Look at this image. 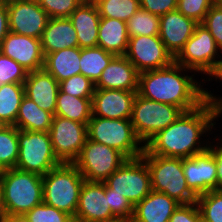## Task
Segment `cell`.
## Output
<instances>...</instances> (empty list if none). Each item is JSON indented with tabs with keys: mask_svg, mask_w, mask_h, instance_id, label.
<instances>
[{
	"mask_svg": "<svg viewBox=\"0 0 222 222\" xmlns=\"http://www.w3.org/2000/svg\"><path fill=\"white\" fill-rule=\"evenodd\" d=\"M124 56L139 73L162 69L174 62L173 56L167 51L159 35L130 37Z\"/></svg>",
	"mask_w": 222,
	"mask_h": 222,
	"instance_id": "obj_13",
	"label": "cell"
},
{
	"mask_svg": "<svg viewBox=\"0 0 222 222\" xmlns=\"http://www.w3.org/2000/svg\"><path fill=\"white\" fill-rule=\"evenodd\" d=\"M9 126L4 120L0 119V132Z\"/></svg>",
	"mask_w": 222,
	"mask_h": 222,
	"instance_id": "obj_48",
	"label": "cell"
},
{
	"mask_svg": "<svg viewBox=\"0 0 222 222\" xmlns=\"http://www.w3.org/2000/svg\"><path fill=\"white\" fill-rule=\"evenodd\" d=\"M183 111L173 105L135 96L130 121L139 140L145 145L159 131L171 125Z\"/></svg>",
	"mask_w": 222,
	"mask_h": 222,
	"instance_id": "obj_7",
	"label": "cell"
},
{
	"mask_svg": "<svg viewBox=\"0 0 222 222\" xmlns=\"http://www.w3.org/2000/svg\"><path fill=\"white\" fill-rule=\"evenodd\" d=\"M6 218V214H5V211H4V207H3V201H2V187H1V184H0V221L2 219Z\"/></svg>",
	"mask_w": 222,
	"mask_h": 222,
	"instance_id": "obj_47",
	"label": "cell"
},
{
	"mask_svg": "<svg viewBox=\"0 0 222 222\" xmlns=\"http://www.w3.org/2000/svg\"><path fill=\"white\" fill-rule=\"evenodd\" d=\"M139 72L125 56H115L94 84L95 89L138 91Z\"/></svg>",
	"mask_w": 222,
	"mask_h": 222,
	"instance_id": "obj_21",
	"label": "cell"
},
{
	"mask_svg": "<svg viewBox=\"0 0 222 222\" xmlns=\"http://www.w3.org/2000/svg\"><path fill=\"white\" fill-rule=\"evenodd\" d=\"M196 203L204 222H222V189L198 196Z\"/></svg>",
	"mask_w": 222,
	"mask_h": 222,
	"instance_id": "obj_34",
	"label": "cell"
},
{
	"mask_svg": "<svg viewBox=\"0 0 222 222\" xmlns=\"http://www.w3.org/2000/svg\"><path fill=\"white\" fill-rule=\"evenodd\" d=\"M0 222H20V218L19 219H16V218H4Z\"/></svg>",
	"mask_w": 222,
	"mask_h": 222,
	"instance_id": "obj_49",
	"label": "cell"
},
{
	"mask_svg": "<svg viewBox=\"0 0 222 222\" xmlns=\"http://www.w3.org/2000/svg\"><path fill=\"white\" fill-rule=\"evenodd\" d=\"M54 115L41 109L34 101L22 98L15 127L19 130L49 132Z\"/></svg>",
	"mask_w": 222,
	"mask_h": 222,
	"instance_id": "obj_27",
	"label": "cell"
},
{
	"mask_svg": "<svg viewBox=\"0 0 222 222\" xmlns=\"http://www.w3.org/2000/svg\"><path fill=\"white\" fill-rule=\"evenodd\" d=\"M201 220L199 207L196 202H193L180 204L168 222H200Z\"/></svg>",
	"mask_w": 222,
	"mask_h": 222,
	"instance_id": "obj_42",
	"label": "cell"
},
{
	"mask_svg": "<svg viewBox=\"0 0 222 222\" xmlns=\"http://www.w3.org/2000/svg\"><path fill=\"white\" fill-rule=\"evenodd\" d=\"M9 32L7 1H0V44Z\"/></svg>",
	"mask_w": 222,
	"mask_h": 222,
	"instance_id": "obj_45",
	"label": "cell"
},
{
	"mask_svg": "<svg viewBox=\"0 0 222 222\" xmlns=\"http://www.w3.org/2000/svg\"><path fill=\"white\" fill-rule=\"evenodd\" d=\"M78 39L80 49L97 46L98 29L101 16L97 6L90 0H84L69 16Z\"/></svg>",
	"mask_w": 222,
	"mask_h": 222,
	"instance_id": "obj_22",
	"label": "cell"
},
{
	"mask_svg": "<svg viewBox=\"0 0 222 222\" xmlns=\"http://www.w3.org/2000/svg\"><path fill=\"white\" fill-rule=\"evenodd\" d=\"M126 160L117 149L87 139L73 164L86 181L104 182Z\"/></svg>",
	"mask_w": 222,
	"mask_h": 222,
	"instance_id": "obj_10",
	"label": "cell"
},
{
	"mask_svg": "<svg viewBox=\"0 0 222 222\" xmlns=\"http://www.w3.org/2000/svg\"><path fill=\"white\" fill-rule=\"evenodd\" d=\"M207 89L204 88L205 102L202 105L195 110L183 112L144 145L149 154L190 158L210 147L215 139L212 134L218 128L216 124H219L216 121L222 116V97L214 94V88L213 93Z\"/></svg>",
	"mask_w": 222,
	"mask_h": 222,
	"instance_id": "obj_1",
	"label": "cell"
},
{
	"mask_svg": "<svg viewBox=\"0 0 222 222\" xmlns=\"http://www.w3.org/2000/svg\"><path fill=\"white\" fill-rule=\"evenodd\" d=\"M2 201L6 218L19 219L43 203L42 176L16 168L0 171Z\"/></svg>",
	"mask_w": 222,
	"mask_h": 222,
	"instance_id": "obj_3",
	"label": "cell"
},
{
	"mask_svg": "<svg viewBox=\"0 0 222 222\" xmlns=\"http://www.w3.org/2000/svg\"><path fill=\"white\" fill-rule=\"evenodd\" d=\"M178 0H140V7L153 15H162L177 9Z\"/></svg>",
	"mask_w": 222,
	"mask_h": 222,
	"instance_id": "obj_43",
	"label": "cell"
},
{
	"mask_svg": "<svg viewBox=\"0 0 222 222\" xmlns=\"http://www.w3.org/2000/svg\"><path fill=\"white\" fill-rule=\"evenodd\" d=\"M137 92L95 89L92 97V116L108 119H130Z\"/></svg>",
	"mask_w": 222,
	"mask_h": 222,
	"instance_id": "obj_18",
	"label": "cell"
},
{
	"mask_svg": "<svg viewBox=\"0 0 222 222\" xmlns=\"http://www.w3.org/2000/svg\"><path fill=\"white\" fill-rule=\"evenodd\" d=\"M105 195L108 196V202L112 214L119 219L130 222L134 214V205L130 200L118 193H113V189L105 184Z\"/></svg>",
	"mask_w": 222,
	"mask_h": 222,
	"instance_id": "obj_39",
	"label": "cell"
},
{
	"mask_svg": "<svg viewBox=\"0 0 222 222\" xmlns=\"http://www.w3.org/2000/svg\"><path fill=\"white\" fill-rule=\"evenodd\" d=\"M24 88L26 97L55 116L59 82L50 73L44 68L28 72Z\"/></svg>",
	"mask_w": 222,
	"mask_h": 222,
	"instance_id": "obj_20",
	"label": "cell"
},
{
	"mask_svg": "<svg viewBox=\"0 0 222 222\" xmlns=\"http://www.w3.org/2000/svg\"><path fill=\"white\" fill-rule=\"evenodd\" d=\"M183 174L189 189L197 197L211 190H218L214 141L207 150L190 158H183Z\"/></svg>",
	"mask_w": 222,
	"mask_h": 222,
	"instance_id": "obj_14",
	"label": "cell"
},
{
	"mask_svg": "<svg viewBox=\"0 0 222 222\" xmlns=\"http://www.w3.org/2000/svg\"><path fill=\"white\" fill-rule=\"evenodd\" d=\"M99 222H126L125 220L119 219V218H115L113 220H109V221H99Z\"/></svg>",
	"mask_w": 222,
	"mask_h": 222,
	"instance_id": "obj_50",
	"label": "cell"
},
{
	"mask_svg": "<svg viewBox=\"0 0 222 222\" xmlns=\"http://www.w3.org/2000/svg\"><path fill=\"white\" fill-rule=\"evenodd\" d=\"M99 11L101 17L120 19L127 22L140 8V0H104L91 1Z\"/></svg>",
	"mask_w": 222,
	"mask_h": 222,
	"instance_id": "obj_33",
	"label": "cell"
},
{
	"mask_svg": "<svg viewBox=\"0 0 222 222\" xmlns=\"http://www.w3.org/2000/svg\"><path fill=\"white\" fill-rule=\"evenodd\" d=\"M208 79V80H207ZM219 81L218 83L221 82L222 84V55L221 58L218 60V63L214 69V71L206 78V80H204V82H208V81Z\"/></svg>",
	"mask_w": 222,
	"mask_h": 222,
	"instance_id": "obj_46",
	"label": "cell"
},
{
	"mask_svg": "<svg viewBox=\"0 0 222 222\" xmlns=\"http://www.w3.org/2000/svg\"><path fill=\"white\" fill-rule=\"evenodd\" d=\"M201 24L210 31L217 47L222 52V6L217 1L209 9Z\"/></svg>",
	"mask_w": 222,
	"mask_h": 222,
	"instance_id": "obj_41",
	"label": "cell"
},
{
	"mask_svg": "<svg viewBox=\"0 0 222 222\" xmlns=\"http://www.w3.org/2000/svg\"><path fill=\"white\" fill-rule=\"evenodd\" d=\"M18 156V128L9 125L0 132V171L15 168Z\"/></svg>",
	"mask_w": 222,
	"mask_h": 222,
	"instance_id": "obj_31",
	"label": "cell"
},
{
	"mask_svg": "<svg viewBox=\"0 0 222 222\" xmlns=\"http://www.w3.org/2000/svg\"><path fill=\"white\" fill-rule=\"evenodd\" d=\"M55 116L87 124L92 117V98H79L59 89Z\"/></svg>",
	"mask_w": 222,
	"mask_h": 222,
	"instance_id": "obj_28",
	"label": "cell"
},
{
	"mask_svg": "<svg viewBox=\"0 0 222 222\" xmlns=\"http://www.w3.org/2000/svg\"><path fill=\"white\" fill-rule=\"evenodd\" d=\"M80 48H65L44 57V69L58 82L80 74Z\"/></svg>",
	"mask_w": 222,
	"mask_h": 222,
	"instance_id": "obj_26",
	"label": "cell"
},
{
	"mask_svg": "<svg viewBox=\"0 0 222 222\" xmlns=\"http://www.w3.org/2000/svg\"><path fill=\"white\" fill-rule=\"evenodd\" d=\"M25 96L24 84L8 83L0 86V119L14 126Z\"/></svg>",
	"mask_w": 222,
	"mask_h": 222,
	"instance_id": "obj_30",
	"label": "cell"
},
{
	"mask_svg": "<svg viewBox=\"0 0 222 222\" xmlns=\"http://www.w3.org/2000/svg\"><path fill=\"white\" fill-rule=\"evenodd\" d=\"M222 52L217 47L214 37L210 31L199 23L194 34L185 43L182 50L174 58L176 64L194 71L197 75L200 73L203 80L214 71Z\"/></svg>",
	"mask_w": 222,
	"mask_h": 222,
	"instance_id": "obj_9",
	"label": "cell"
},
{
	"mask_svg": "<svg viewBox=\"0 0 222 222\" xmlns=\"http://www.w3.org/2000/svg\"><path fill=\"white\" fill-rule=\"evenodd\" d=\"M54 153L61 163H73L88 139L87 124L54 116L49 130Z\"/></svg>",
	"mask_w": 222,
	"mask_h": 222,
	"instance_id": "obj_12",
	"label": "cell"
},
{
	"mask_svg": "<svg viewBox=\"0 0 222 222\" xmlns=\"http://www.w3.org/2000/svg\"><path fill=\"white\" fill-rule=\"evenodd\" d=\"M18 144L16 169L44 176L61 164L54 153L49 132L18 129Z\"/></svg>",
	"mask_w": 222,
	"mask_h": 222,
	"instance_id": "obj_8",
	"label": "cell"
},
{
	"mask_svg": "<svg viewBox=\"0 0 222 222\" xmlns=\"http://www.w3.org/2000/svg\"><path fill=\"white\" fill-rule=\"evenodd\" d=\"M87 135L89 140L117 149L127 159L138 158L144 151L130 119L92 116L87 123Z\"/></svg>",
	"mask_w": 222,
	"mask_h": 222,
	"instance_id": "obj_6",
	"label": "cell"
},
{
	"mask_svg": "<svg viewBox=\"0 0 222 222\" xmlns=\"http://www.w3.org/2000/svg\"><path fill=\"white\" fill-rule=\"evenodd\" d=\"M43 203L70 215L73 219L84 178L73 163H61L42 176Z\"/></svg>",
	"mask_w": 222,
	"mask_h": 222,
	"instance_id": "obj_4",
	"label": "cell"
},
{
	"mask_svg": "<svg viewBox=\"0 0 222 222\" xmlns=\"http://www.w3.org/2000/svg\"><path fill=\"white\" fill-rule=\"evenodd\" d=\"M141 157L149 168L153 191L165 193L180 204L196 202L197 196L183 174V158L152 155L145 149Z\"/></svg>",
	"mask_w": 222,
	"mask_h": 222,
	"instance_id": "obj_5",
	"label": "cell"
},
{
	"mask_svg": "<svg viewBox=\"0 0 222 222\" xmlns=\"http://www.w3.org/2000/svg\"><path fill=\"white\" fill-rule=\"evenodd\" d=\"M21 219L24 222H74L70 215L45 203L34 206Z\"/></svg>",
	"mask_w": 222,
	"mask_h": 222,
	"instance_id": "obj_35",
	"label": "cell"
},
{
	"mask_svg": "<svg viewBox=\"0 0 222 222\" xmlns=\"http://www.w3.org/2000/svg\"><path fill=\"white\" fill-rule=\"evenodd\" d=\"M104 183L134 206L152 191L150 171L141 156L127 159Z\"/></svg>",
	"mask_w": 222,
	"mask_h": 222,
	"instance_id": "obj_11",
	"label": "cell"
},
{
	"mask_svg": "<svg viewBox=\"0 0 222 222\" xmlns=\"http://www.w3.org/2000/svg\"><path fill=\"white\" fill-rule=\"evenodd\" d=\"M196 76L194 71L173 62L162 69L139 73L137 93L149 100L177 106L183 112L192 111L205 102L206 83L202 76L201 80H196Z\"/></svg>",
	"mask_w": 222,
	"mask_h": 222,
	"instance_id": "obj_2",
	"label": "cell"
},
{
	"mask_svg": "<svg viewBox=\"0 0 222 222\" xmlns=\"http://www.w3.org/2000/svg\"><path fill=\"white\" fill-rule=\"evenodd\" d=\"M114 57V54L99 46L80 49V74L89 78L95 84Z\"/></svg>",
	"mask_w": 222,
	"mask_h": 222,
	"instance_id": "obj_29",
	"label": "cell"
},
{
	"mask_svg": "<svg viewBox=\"0 0 222 222\" xmlns=\"http://www.w3.org/2000/svg\"><path fill=\"white\" fill-rule=\"evenodd\" d=\"M27 75L25 68L0 52V86L8 83L24 84Z\"/></svg>",
	"mask_w": 222,
	"mask_h": 222,
	"instance_id": "obj_37",
	"label": "cell"
},
{
	"mask_svg": "<svg viewBox=\"0 0 222 222\" xmlns=\"http://www.w3.org/2000/svg\"><path fill=\"white\" fill-rule=\"evenodd\" d=\"M179 205L167 194L152 190L134 206L130 222H168Z\"/></svg>",
	"mask_w": 222,
	"mask_h": 222,
	"instance_id": "obj_23",
	"label": "cell"
},
{
	"mask_svg": "<svg viewBox=\"0 0 222 222\" xmlns=\"http://www.w3.org/2000/svg\"><path fill=\"white\" fill-rule=\"evenodd\" d=\"M78 47L76 30L69 18H49L41 37L44 57L65 48Z\"/></svg>",
	"mask_w": 222,
	"mask_h": 222,
	"instance_id": "obj_24",
	"label": "cell"
},
{
	"mask_svg": "<svg viewBox=\"0 0 222 222\" xmlns=\"http://www.w3.org/2000/svg\"><path fill=\"white\" fill-rule=\"evenodd\" d=\"M129 38L126 22L101 17L97 46L115 56H124L127 52Z\"/></svg>",
	"mask_w": 222,
	"mask_h": 222,
	"instance_id": "obj_25",
	"label": "cell"
},
{
	"mask_svg": "<svg viewBox=\"0 0 222 222\" xmlns=\"http://www.w3.org/2000/svg\"><path fill=\"white\" fill-rule=\"evenodd\" d=\"M10 32L41 39L49 20L37 0H6Z\"/></svg>",
	"mask_w": 222,
	"mask_h": 222,
	"instance_id": "obj_15",
	"label": "cell"
},
{
	"mask_svg": "<svg viewBox=\"0 0 222 222\" xmlns=\"http://www.w3.org/2000/svg\"><path fill=\"white\" fill-rule=\"evenodd\" d=\"M108 196L105 195L104 182L84 180L74 222L109 221L116 217L108 205Z\"/></svg>",
	"mask_w": 222,
	"mask_h": 222,
	"instance_id": "obj_16",
	"label": "cell"
},
{
	"mask_svg": "<svg viewBox=\"0 0 222 222\" xmlns=\"http://www.w3.org/2000/svg\"><path fill=\"white\" fill-rule=\"evenodd\" d=\"M217 0H178L177 10L185 17L202 23L209 9Z\"/></svg>",
	"mask_w": 222,
	"mask_h": 222,
	"instance_id": "obj_38",
	"label": "cell"
},
{
	"mask_svg": "<svg viewBox=\"0 0 222 222\" xmlns=\"http://www.w3.org/2000/svg\"><path fill=\"white\" fill-rule=\"evenodd\" d=\"M59 89L66 94L79 98H92L95 85L89 78L77 74L59 82Z\"/></svg>",
	"mask_w": 222,
	"mask_h": 222,
	"instance_id": "obj_36",
	"label": "cell"
},
{
	"mask_svg": "<svg viewBox=\"0 0 222 222\" xmlns=\"http://www.w3.org/2000/svg\"><path fill=\"white\" fill-rule=\"evenodd\" d=\"M49 18H69L84 0H37Z\"/></svg>",
	"mask_w": 222,
	"mask_h": 222,
	"instance_id": "obj_40",
	"label": "cell"
},
{
	"mask_svg": "<svg viewBox=\"0 0 222 222\" xmlns=\"http://www.w3.org/2000/svg\"><path fill=\"white\" fill-rule=\"evenodd\" d=\"M217 2L222 6V0H217Z\"/></svg>",
	"mask_w": 222,
	"mask_h": 222,
	"instance_id": "obj_51",
	"label": "cell"
},
{
	"mask_svg": "<svg viewBox=\"0 0 222 222\" xmlns=\"http://www.w3.org/2000/svg\"><path fill=\"white\" fill-rule=\"evenodd\" d=\"M129 37L158 36L160 17L145 11L141 7L126 22Z\"/></svg>",
	"mask_w": 222,
	"mask_h": 222,
	"instance_id": "obj_32",
	"label": "cell"
},
{
	"mask_svg": "<svg viewBox=\"0 0 222 222\" xmlns=\"http://www.w3.org/2000/svg\"><path fill=\"white\" fill-rule=\"evenodd\" d=\"M199 23L185 17L177 9L160 17L159 37L167 51L175 58L194 34Z\"/></svg>",
	"mask_w": 222,
	"mask_h": 222,
	"instance_id": "obj_19",
	"label": "cell"
},
{
	"mask_svg": "<svg viewBox=\"0 0 222 222\" xmlns=\"http://www.w3.org/2000/svg\"><path fill=\"white\" fill-rule=\"evenodd\" d=\"M214 135H215L214 155L216 157V166H217V175H218V189H222V139L220 138L221 133L219 135L218 134H214Z\"/></svg>",
	"mask_w": 222,
	"mask_h": 222,
	"instance_id": "obj_44",
	"label": "cell"
},
{
	"mask_svg": "<svg viewBox=\"0 0 222 222\" xmlns=\"http://www.w3.org/2000/svg\"><path fill=\"white\" fill-rule=\"evenodd\" d=\"M0 52L15 60L28 72L44 68L41 39L9 32L0 44Z\"/></svg>",
	"mask_w": 222,
	"mask_h": 222,
	"instance_id": "obj_17",
	"label": "cell"
}]
</instances>
